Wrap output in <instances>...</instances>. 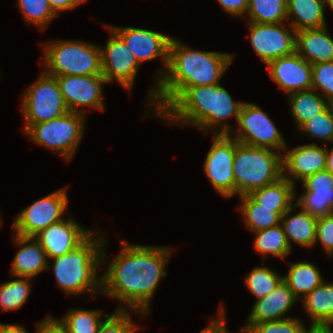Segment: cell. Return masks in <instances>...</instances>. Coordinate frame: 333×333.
I'll use <instances>...</instances> for the list:
<instances>
[{"instance_id": "cb8c5ba5", "label": "cell", "mask_w": 333, "mask_h": 333, "mask_svg": "<svg viewBox=\"0 0 333 333\" xmlns=\"http://www.w3.org/2000/svg\"><path fill=\"white\" fill-rule=\"evenodd\" d=\"M296 208L295 204L281 217V225L286 239L291 249H293L292 242L301 247L312 248L316 241L317 218L302 209L291 215Z\"/></svg>"}, {"instance_id": "ee69618b", "label": "cell", "mask_w": 333, "mask_h": 333, "mask_svg": "<svg viewBox=\"0 0 333 333\" xmlns=\"http://www.w3.org/2000/svg\"><path fill=\"white\" fill-rule=\"evenodd\" d=\"M53 11L58 15L61 11L71 10L87 0H48Z\"/></svg>"}, {"instance_id": "44dd1931", "label": "cell", "mask_w": 333, "mask_h": 333, "mask_svg": "<svg viewBox=\"0 0 333 333\" xmlns=\"http://www.w3.org/2000/svg\"><path fill=\"white\" fill-rule=\"evenodd\" d=\"M18 250L13 257L11 276L34 279L43 271H48L49 259L45 250L34 237L12 234Z\"/></svg>"}, {"instance_id": "f546056e", "label": "cell", "mask_w": 333, "mask_h": 333, "mask_svg": "<svg viewBox=\"0 0 333 333\" xmlns=\"http://www.w3.org/2000/svg\"><path fill=\"white\" fill-rule=\"evenodd\" d=\"M290 113L298 129L304 122L323 112L330 103L316 90L299 91L287 96Z\"/></svg>"}, {"instance_id": "ba28073f", "label": "cell", "mask_w": 333, "mask_h": 333, "mask_svg": "<svg viewBox=\"0 0 333 333\" xmlns=\"http://www.w3.org/2000/svg\"><path fill=\"white\" fill-rule=\"evenodd\" d=\"M126 43L130 51L135 56L138 63L141 65L145 61H151L153 59H161L162 69L156 71L154 82L155 87L151 88L148 92V105L149 111L154 110V100L157 91L158 81L165 75L168 61H169V46L172 40L171 35L166 33L152 31L143 28L136 27H117L109 25ZM153 109V110H152Z\"/></svg>"}, {"instance_id": "3957f363", "label": "cell", "mask_w": 333, "mask_h": 333, "mask_svg": "<svg viewBox=\"0 0 333 333\" xmlns=\"http://www.w3.org/2000/svg\"><path fill=\"white\" fill-rule=\"evenodd\" d=\"M101 228L94 231L75 249L52 260L48 269L53 270L57 286L67 295H77L90 292L96 296L101 293V276L98 268L105 266L107 239Z\"/></svg>"}, {"instance_id": "ac0fdd59", "label": "cell", "mask_w": 333, "mask_h": 333, "mask_svg": "<svg viewBox=\"0 0 333 333\" xmlns=\"http://www.w3.org/2000/svg\"><path fill=\"white\" fill-rule=\"evenodd\" d=\"M289 150V151H288ZM283 176L292 184L303 181L316 172L326 170V145L304 144L282 153Z\"/></svg>"}, {"instance_id": "8992f818", "label": "cell", "mask_w": 333, "mask_h": 333, "mask_svg": "<svg viewBox=\"0 0 333 333\" xmlns=\"http://www.w3.org/2000/svg\"><path fill=\"white\" fill-rule=\"evenodd\" d=\"M86 116L70 112L50 121L32 124L24 134L36 145L52 150L64 160L70 161L86 130Z\"/></svg>"}, {"instance_id": "7402d4cb", "label": "cell", "mask_w": 333, "mask_h": 333, "mask_svg": "<svg viewBox=\"0 0 333 333\" xmlns=\"http://www.w3.org/2000/svg\"><path fill=\"white\" fill-rule=\"evenodd\" d=\"M243 102L233 100L230 93L220 84H215V102L214 112H211L196 128L207 136V133L213 132L214 135L230 134L233 126L231 127L228 119L238 120L240 109Z\"/></svg>"}, {"instance_id": "4316f807", "label": "cell", "mask_w": 333, "mask_h": 333, "mask_svg": "<svg viewBox=\"0 0 333 333\" xmlns=\"http://www.w3.org/2000/svg\"><path fill=\"white\" fill-rule=\"evenodd\" d=\"M287 263L290 268L287 274L283 276V280L298 300L303 299L324 281L321 272L312 262L298 261Z\"/></svg>"}, {"instance_id": "b9f144b4", "label": "cell", "mask_w": 333, "mask_h": 333, "mask_svg": "<svg viewBox=\"0 0 333 333\" xmlns=\"http://www.w3.org/2000/svg\"><path fill=\"white\" fill-rule=\"evenodd\" d=\"M36 333H68V330L60 319L48 315L36 324Z\"/></svg>"}, {"instance_id": "e575fe53", "label": "cell", "mask_w": 333, "mask_h": 333, "mask_svg": "<svg viewBox=\"0 0 333 333\" xmlns=\"http://www.w3.org/2000/svg\"><path fill=\"white\" fill-rule=\"evenodd\" d=\"M254 267L249 274L245 276L244 284L248 291L256 298L261 300L264 296L272 292L283 280L278 272L270 269L268 266Z\"/></svg>"}, {"instance_id": "f6af8a7d", "label": "cell", "mask_w": 333, "mask_h": 333, "mask_svg": "<svg viewBox=\"0 0 333 333\" xmlns=\"http://www.w3.org/2000/svg\"><path fill=\"white\" fill-rule=\"evenodd\" d=\"M333 323H311L305 327L303 333H333Z\"/></svg>"}, {"instance_id": "816d5d0a", "label": "cell", "mask_w": 333, "mask_h": 333, "mask_svg": "<svg viewBox=\"0 0 333 333\" xmlns=\"http://www.w3.org/2000/svg\"><path fill=\"white\" fill-rule=\"evenodd\" d=\"M1 226H2V217L0 215V228H1Z\"/></svg>"}, {"instance_id": "30bf717a", "label": "cell", "mask_w": 333, "mask_h": 333, "mask_svg": "<svg viewBox=\"0 0 333 333\" xmlns=\"http://www.w3.org/2000/svg\"><path fill=\"white\" fill-rule=\"evenodd\" d=\"M67 187L34 201L20 211L12 224L13 233L22 237H34L49 225L62 221L69 199Z\"/></svg>"}, {"instance_id": "f907efd6", "label": "cell", "mask_w": 333, "mask_h": 333, "mask_svg": "<svg viewBox=\"0 0 333 333\" xmlns=\"http://www.w3.org/2000/svg\"><path fill=\"white\" fill-rule=\"evenodd\" d=\"M325 4H329L330 8L332 9L333 11V0H325Z\"/></svg>"}, {"instance_id": "8d00e7d4", "label": "cell", "mask_w": 333, "mask_h": 333, "mask_svg": "<svg viewBox=\"0 0 333 333\" xmlns=\"http://www.w3.org/2000/svg\"><path fill=\"white\" fill-rule=\"evenodd\" d=\"M297 130L319 141L333 143L332 103L323 112L304 122Z\"/></svg>"}, {"instance_id": "9c48e42d", "label": "cell", "mask_w": 333, "mask_h": 333, "mask_svg": "<svg viewBox=\"0 0 333 333\" xmlns=\"http://www.w3.org/2000/svg\"><path fill=\"white\" fill-rule=\"evenodd\" d=\"M237 123V130L230 132L229 135L240 143L280 153L288 147L280 130L257 104L243 102Z\"/></svg>"}, {"instance_id": "f1b7e54d", "label": "cell", "mask_w": 333, "mask_h": 333, "mask_svg": "<svg viewBox=\"0 0 333 333\" xmlns=\"http://www.w3.org/2000/svg\"><path fill=\"white\" fill-rule=\"evenodd\" d=\"M295 185L284 176L278 181L251 191L248 195L266 208H292L296 199Z\"/></svg>"}, {"instance_id": "277c9868", "label": "cell", "mask_w": 333, "mask_h": 333, "mask_svg": "<svg viewBox=\"0 0 333 333\" xmlns=\"http://www.w3.org/2000/svg\"><path fill=\"white\" fill-rule=\"evenodd\" d=\"M233 173L235 195L249 194L283 177L282 153L249 146L235 139Z\"/></svg>"}, {"instance_id": "60d3db41", "label": "cell", "mask_w": 333, "mask_h": 333, "mask_svg": "<svg viewBox=\"0 0 333 333\" xmlns=\"http://www.w3.org/2000/svg\"><path fill=\"white\" fill-rule=\"evenodd\" d=\"M320 242L327 256L333 255V213L317 218L316 243Z\"/></svg>"}, {"instance_id": "6da1fadb", "label": "cell", "mask_w": 333, "mask_h": 333, "mask_svg": "<svg viewBox=\"0 0 333 333\" xmlns=\"http://www.w3.org/2000/svg\"><path fill=\"white\" fill-rule=\"evenodd\" d=\"M120 252L101 276V294L120 302L115 310L148 316L150 302L174 248L121 241ZM123 303V304H121Z\"/></svg>"}, {"instance_id": "74e56055", "label": "cell", "mask_w": 333, "mask_h": 333, "mask_svg": "<svg viewBox=\"0 0 333 333\" xmlns=\"http://www.w3.org/2000/svg\"><path fill=\"white\" fill-rule=\"evenodd\" d=\"M312 89L333 103V61L312 65Z\"/></svg>"}, {"instance_id": "7c38bea8", "label": "cell", "mask_w": 333, "mask_h": 333, "mask_svg": "<svg viewBox=\"0 0 333 333\" xmlns=\"http://www.w3.org/2000/svg\"><path fill=\"white\" fill-rule=\"evenodd\" d=\"M213 144L204 160L203 170L214 189L223 197L235 195L233 159L235 138L229 134H213Z\"/></svg>"}, {"instance_id": "d590c367", "label": "cell", "mask_w": 333, "mask_h": 333, "mask_svg": "<svg viewBox=\"0 0 333 333\" xmlns=\"http://www.w3.org/2000/svg\"><path fill=\"white\" fill-rule=\"evenodd\" d=\"M17 7L25 23L33 24L40 31H44L57 16L48 0H17Z\"/></svg>"}, {"instance_id": "5bb4252c", "label": "cell", "mask_w": 333, "mask_h": 333, "mask_svg": "<svg viewBox=\"0 0 333 333\" xmlns=\"http://www.w3.org/2000/svg\"><path fill=\"white\" fill-rule=\"evenodd\" d=\"M111 36L101 50L102 76L107 84L117 81L121 87L132 90L140 64L124 40L109 25Z\"/></svg>"}, {"instance_id": "7bdbcfd3", "label": "cell", "mask_w": 333, "mask_h": 333, "mask_svg": "<svg viewBox=\"0 0 333 333\" xmlns=\"http://www.w3.org/2000/svg\"><path fill=\"white\" fill-rule=\"evenodd\" d=\"M219 5L233 17H244L249 0H217Z\"/></svg>"}, {"instance_id": "d6a6232c", "label": "cell", "mask_w": 333, "mask_h": 333, "mask_svg": "<svg viewBox=\"0 0 333 333\" xmlns=\"http://www.w3.org/2000/svg\"><path fill=\"white\" fill-rule=\"evenodd\" d=\"M109 315L110 313L103 314L102 310L75 308L69 309L60 320L66 326L68 333H98L104 319Z\"/></svg>"}, {"instance_id": "5b68a950", "label": "cell", "mask_w": 333, "mask_h": 333, "mask_svg": "<svg viewBox=\"0 0 333 333\" xmlns=\"http://www.w3.org/2000/svg\"><path fill=\"white\" fill-rule=\"evenodd\" d=\"M41 65L51 76L102 75L99 45L77 40L49 41L42 44Z\"/></svg>"}, {"instance_id": "d4e9b609", "label": "cell", "mask_w": 333, "mask_h": 333, "mask_svg": "<svg viewBox=\"0 0 333 333\" xmlns=\"http://www.w3.org/2000/svg\"><path fill=\"white\" fill-rule=\"evenodd\" d=\"M325 0H287V23L298 32L327 26Z\"/></svg>"}, {"instance_id": "1f68e13d", "label": "cell", "mask_w": 333, "mask_h": 333, "mask_svg": "<svg viewBox=\"0 0 333 333\" xmlns=\"http://www.w3.org/2000/svg\"><path fill=\"white\" fill-rule=\"evenodd\" d=\"M246 16L252 23L287 22V0H249Z\"/></svg>"}, {"instance_id": "9a60e30c", "label": "cell", "mask_w": 333, "mask_h": 333, "mask_svg": "<svg viewBox=\"0 0 333 333\" xmlns=\"http://www.w3.org/2000/svg\"><path fill=\"white\" fill-rule=\"evenodd\" d=\"M56 79L70 112L86 115L87 107L104 111L105 105L102 92L103 85L107 82L102 75L57 76Z\"/></svg>"}, {"instance_id": "ffe728a7", "label": "cell", "mask_w": 333, "mask_h": 333, "mask_svg": "<svg viewBox=\"0 0 333 333\" xmlns=\"http://www.w3.org/2000/svg\"><path fill=\"white\" fill-rule=\"evenodd\" d=\"M298 301L287 283L282 280L272 292L255 301L244 327L291 318L285 314L289 313Z\"/></svg>"}, {"instance_id": "52a82bcc", "label": "cell", "mask_w": 333, "mask_h": 333, "mask_svg": "<svg viewBox=\"0 0 333 333\" xmlns=\"http://www.w3.org/2000/svg\"><path fill=\"white\" fill-rule=\"evenodd\" d=\"M21 96L20 109L25 121L23 133L32 124L50 121L69 111L56 77L44 71Z\"/></svg>"}, {"instance_id": "836d02e7", "label": "cell", "mask_w": 333, "mask_h": 333, "mask_svg": "<svg viewBox=\"0 0 333 333\" xmlns=\"http://www.w3.org/2000/svg\"><path fill=\"white\" fill-rule=\"evenodd\" d=\"M0 284L1 311H15L20 309L31 293V278L17 277Z\"/></svg>"}, {"instance_id": "7dc6e473", "label": "cell", "mask_w": 333, "mask_h": 333, "mask_svg": "<svg viewBox=\"0 0 333 333\" xmlns=\"http://www.w3.org/2000/svg\"><path fill=\"white\" fill-rule=\"evenodd\" d=\"M220 308V333H230L226 327V310L224 305L221 303ZM240 333H252L248 328L242 327L240 330Z\"/></svg>"}, {"instance_id": "7a4b0ae2", "label": "cell", "mask_w": 333, "mask_h": 333, "mask_svg": "<svg viewBox=\"0 0 333 333\" xmlns=\"http://www.w3.org/2000/svg\"><path fill=\"white\" fill-rule=\"evenodd\" d=\"M234 57L228 52L193 50L173 37L167 70L158 81L155 94V116L158 117L186 88L219 83Z\"/></svg>"}, {"instance_id": "681fc988", "label": "cell", "mask_w": 333, "mask_h": 333, "mask_svg": "<svg viewBox=\"0 0 333 333\" xmlns=\"http://www.w3.org/2000/svg\"><path fill=\"white\" fill-rule=\"evenodd\" d=\"M326 170L333 175V147H326Z\"/></svg>"}, {"instance_id": "2e32d148", "label": "cell", "mask_w": 333, "mask_h": 333, "mask_svg": "<svg viewBox=\"0 0 333 333\" xmlns=\"http://www.w3.org/2000/svg\"><path fill=\"white\" fill-rule=\"evenodd\" d=\"M93 230L85 229L71 216L49 225L34 238L45 250L48 259L67 254L80 245Z\"/></svg>"}, {"instance_id": "f35d334b", "label": "cell", "mask_w": 333, "mask_h": 333, "mask_svg": "<svg viewBox=\"0 0 333 333\" xmlns=\"http://www.w3.org/2000/svg\"><path fill=\"white\" fill-rule=\"evenodd\" d=\"M131 317L130 311L115 310L102 323L98 333H136L140 325Z\"/></svg>"}, {"instance_id": "603a6c76", "label": "cell", "mask_w": 333, "mask_h": 333, "mask_svg": "<svg viewBox=\"0 0 333 333\" xmlns=\"http://www.w3.org/2000/svg\"><path fill=\"white\" fill-rule=\"evenodd\" d=\"M296 52L311 65L333 61V39L327 26L297 32Z\"/></svg>"}, {"instance_id": "ab89813d", "label": "cell", "mask_w": 333, "mask_h": 333, "mask_svg": "<svg viewBox=\"0 0 333 333\" xmlns=\"http://www.w3.org/2000/svg\"><path fill=\"white\" fill-rule=\"evenodd\" d=\"M305 325L294 316L288 319L253 324L248 329L252 333H303Z\"/></svg>"}, {"instance_id": "4dcf8cb0", "label": "cell", "mask_w": 333, "mask_h": 333, "mask_svg": "<svg viewBox=\"0 0 333 333\" xmlns=\"http://www.w3.org/2000/svg\"><path fill=\"white\" fill-rule=\"evenodd\" d=\"M254 234H256L254 248L261 254L263 260L267 259L266 257L269 258V254L274 258L285 259L292 251L281 224L254 232Z\"/></svg>"}, {"instance_id": "e0dca14e", "label": "cell", "mask_w": 333, "mask_h": 333, "mask_svg": "<svg viewBox=\"0 0 333 333\" xmlns=\"http://www.w3.org/2000/svg\"><path fill=\"white\" fill-rule=\"evenodd\" d=\"M271 79L288 95L312 89V65L297 52L267 64Z\"/></svg>"}, {"instance_id": "c3c4849f", "label": "cell", "mask_w": 333, "mask_h": 333, "mask_svg": "<svg viewBox=\"0 0 333 333\" xmlns=\"http://www.w3.org/2000/svg\"><path fill=\"white\" fill-rule=\"evenodd\" d=\"M199 333H220V308L217 318H211L209 325Z\"/></svg>"}, {"instance_id": "4fadbf2b", "label": "cell", "mask_w": 333, "mask_h": 333, "mask_svg": "<svg viewBox=\"0 0 333 333\" xmlns=\"http://www.w3.org/2000/svg\"><path fill=\"white\" fill-rule=\"evenodd\" d=\"M247 23L250 32L249 43L265 65L274 59L296 52L297 32L290 24Z\"/></svg>"}, {"instance_id": "bcb514c9", "label": "cell", "mask_w": 333, "mask_h": 333, "mask_svg": "<svg viewBox=\"0 0 333 333\" xmlns=\"http://www.w3.org/2000/svg\"><path fill=\"white\" fill-rule=\"evenodd\" d=\"M0 333H29L22 325L0 323Z\"/></svg>"}, {"instance_id": "484cf974", "label": "cell", "mask_w": 333, "mask_h": 333, "mask_svg": "<svg viewBox=\"0 0 333 333\" xmlns=\"http://www.w3.org/2000/svg\"><path fill=\"white\" fill-rule=\"evenodd\" d=\"M238 211L244 217L245 226L252 233L281 224V217L290 208H266L256 203L248 194L239 196Z\"/></svg>"}, {"instance_id": "d6986e66", "label": "cell", "mask_w": 333, "mask_h": 333, "mask_svg": "<svg viewBox=\"0 0 333 333\" xmlns=\"http://www.w3.org/2000/svg\"><path fill=\"white\" fill-rule=\"evenodd\" d=\"M302 192L295 204L316 218L333 213V175L319 171L301 181Z\"/></svg>"}, {"instance_id": "83f0119b", "label": "cell", "mask_w": 333, "mask_h": 333, "mask_svg": "<svg viewBox=\"0 0 333 333\" xmlns=\"http://www.w3.org/2000/svg\"><path fill=\"white\" fill-rule=\"evenodd\" d=\"M301 302L311 323H333V282L324 280Z\"/></svg>"}, {"instance_id": "8fae6325", "label": "cell", "mask_w": 333, "mask_h": 333, "mask_svg": "<svg viewBox=\"0 0 333 333\" xmlns=\"http://www.w3.org/2000/svg\"><path fill=\"white\" fill-rule=\"evenodd\" d=\"M215 84L186 88L159 116L168 125L197 127L214 112Z\"/></svg>"}]
</instances>
